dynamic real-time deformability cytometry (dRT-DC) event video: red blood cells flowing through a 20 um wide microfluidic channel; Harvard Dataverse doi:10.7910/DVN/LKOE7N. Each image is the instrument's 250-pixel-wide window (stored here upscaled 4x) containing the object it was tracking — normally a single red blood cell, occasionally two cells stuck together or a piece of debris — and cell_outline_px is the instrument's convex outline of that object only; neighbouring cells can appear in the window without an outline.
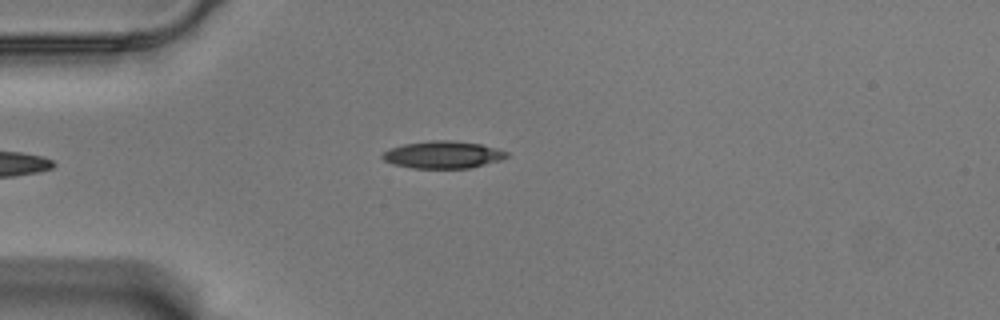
{"species": "Egyptian fruit bat (a non-hibernating species)", "species_latin": "Rousettus aegyptiacus", "temperature_condition": "warm", "stored_images_in_passage": 39, "camera_frame_rate_fps": 3000, "um_per_image_px": 0.085, "animal": {"sex": "male"}, "frame": {"image": 1, "passage_image": 1, "time_ms": 0.0, "image_size_px": [1000, 320], "cell_outline_px": [[512, 156], [500, 160], [468, 168], [412, 168], [392, 164], [384, 160], [380, 156], [384, 152], [392, 148], [404, 144], [432, 140], [452, 140], [480, 144], [496, 148], [508, 152]], "centroid_in_image_um": [37.67, 13.15], "position_along_channel_um": 47.3, "area_um2": 19.71}}
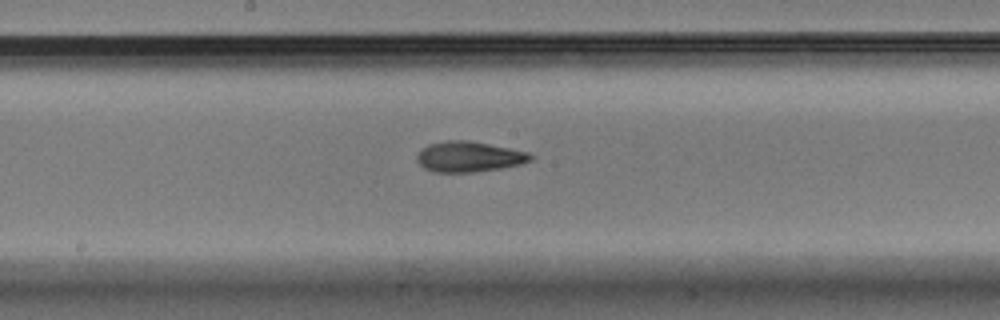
{"frame": {"image": 2, "passage_image": 16, "time_ms": 5.0, "image_size_px": [1000, 320], "cell_outline_px": [[536, 156], [532, 160], [520, 164], [500, 168], [472, 172], [432, 172], [424, 168], [416, 160], [416, 156], [428, 144], [448, 140], [468, 140], [528, 152]], "centroid_in_image_um": [39.86, 13.32], "position_along_channel_um": 208.3, "area_um2": 20.06}}
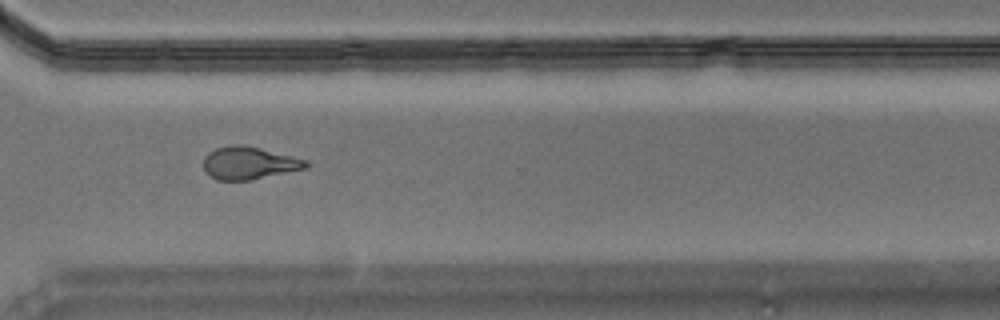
{"frame": {"image": 3, "passage_image": 28, "time_ms": 9.0, "image_size_px": [1000, 320], "cell_outline_px": [[312, 164], [308, 168], [252, 180], [216, 180], [204, 172], [204, 156], [208, 152], [216, 148], [232, 144], [240, 144], [260, 148], [308, 160]], "centroid_in_image_um": [21.19, 13.86], "position_along_channel_um": 349.4, "area_um2": 19.77}, "authors_computed_cell_mechanics": {"area_um2": 19.7098, "velocity_mm_per_s": 3.5344, "shape_relaxation_time_tau1_ms": 5.7106, "shape_relaxation_time_tau2_ms": 3.7148, "deformation_change_tau1": 0.186, "deformation_change_tau2": 0.1288}}